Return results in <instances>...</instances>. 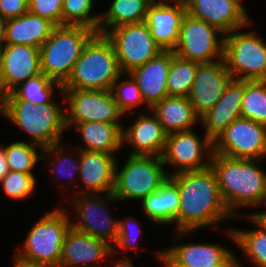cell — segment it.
<instances>
[{"mask_svg":"<svg viewBox=\"0 0 266 267\" xmlns=\"http://www.w3.org/2000/svg\"><path fill=\"white\" fill-rule=\"evenodd\" d=\"M169 178L177 185L180 197L175 219L178 238L189 231L235 217L223 201L211 167L169 175Z\"/></svg>","mask_w":266,"mask_h":267,"instance_id":"6da1fadb","label":"cell"},{"mask_svg":"<svg viewBox=\"0 0 266 267\" xmlns=\"http://www.w3.org/2000/svg\"><path fill=\"white\" fill-rule=\"evenodd\" d=\"M223 201L234 214L235 208L260 205L266 190V173L256 166L257 160L235 159L208 151Z\"/></svg>","mask_w":266,"mask_h":267,"instance_id":"7a4b0ae2","label":"cell"},{"mask_svg":"<svg viewBox=\"0 0 266 267\" xmlns=\"http://www.w3.org/2000/svg\"><path fill=\"white\" fill-rule=\"evenodd\" d=\"M122 75L113 44L96 33L83 48L62 89L111 90Z\"/></svg>","mask_w":266,"mask_h":267,"instance_id":"3957f363","label":"cell"},{"mask_svg":"<svg viewBox=\"0 0 266 267\" xmlns=\"http://www.w3.org/2000/svg\"><path fill=\"white\" fill-rule=\"evenodd\" d=\"M55 102L34 105L28 100H0V112L45 148L60 143L66 128V114Z\"/></svg>","mask_w":266,"mask_h":267,"instance_id":"277c9868","label":"cell"},{"mask_svg":"<svg viewBox=\"0 0 266 267\" xmlns=\"http://www.w3.org/2000/svg\"><path fill=\"white\" fill-rule=\"evenodd\" d=\"M96 33L81 25L56 26L39 48L41 73L63 85L70 77L83 48Z\"/></svg>","mask_w":266,"mask_h":267,"instance_id":"5b68a950","label":"cell"},{"mask_svg":"<svg viewBox=\"0 0 266 267\" xmlns=\"http://www.w3.org/2000/svg\"><path fill=\"white\" fill-rule=\"evenodd\" d=\"M65 210L57 209L45 214L29 231L23 252L16 257L31 262L59 267L62 246L71 227Z\"/></svg>","mask_w":266,"mask_h":267,"instance_id":"8992f818","label":"cell"},{"mask_svg":"<svg viewBox=\"0 0 266 267\" xmlns=\"http://www.w3.org/2000/svg\"><path fill=\"white\" fill-rule=\"evenodd\" d=\"M161 156L129 155L124 167L117 172L113 196L116 199H141L156 192L169 178Z\"/></svg>","mask_w":266,"mask_h":267,"instance_id":"52a82bcc","label":"cell"},{"mask_svg":"<svg viewBox=\"0 0 266 267\" xmlns=\"http://www.w3.org/2000/svg\"><path fill=\"white\" fill-rule=\"evenodd\" d=\"M235 31L223 38V60L232 78L266 80V44L255 32Z\"/></svg>","mask_w":266,"mask_h":267,"instance_id":"ba28073f","label":"cell"},{"mask_svg":"<svg viewBox=\"0 0 266 267\" xmlns=\"http://www.w3.org/2000/svg\"><path fill=\"white\" fill-rule=\"evenodd\" d=\"M105 36L113 44L123 74L142 66L163 51L145 22L115 27Z\"/></svg>","mask_w":266,"mask_h":267,"instance_id":"9c48e42d","label":"cell"},{"mask_svg":"<svg viewBox=\"0 0 266 267\" xmlns=\"http://www.w3.org/2000/svg\"><path fill=\"white\" fill-rule=\"evenodd\" d=\"M213 153L259 161L266 156V126L243 117L235 119L213 142Z\"/></svg>","mask_w":266,"mask_h":267,"instance_id":"30bf717a","label":"cell"},{"mask_svg":"<svg viewBox=\"0 0 266 267\" xmlns=\"http://www.w3.org/2000/svg\"><path fill=\"white\" fill-rule=\"evenodd\" d=\"M216 33L223 32L216 26L186 13L173 53L184 60L197 63L212 62L214 57L223 59V39L218 42Z\"/></svg>","mask_w":266,"mask_h":267,"instance_id":"8fae6325","label":"cell"},{"mask_svg":"<svg viewBox=\"0 0 266 267\" xmlns=\"http://www.w3.org/2000/svg\"><path fill=\"white\" fill-rule=\"evenodd\" d=\"M61 92L69 104L66 123H119L118 119L124 115L110 90L62 89Z\"/></svg>","mask_w":266,"mask_h":267,"instance_id":"7c38bea8","label":"cell"},{"mask_svg":"<svg viewBox=\"0 0 266 267\" xmlns=\"http://www.w3.org/2000/svg\"><path fill=\"white\" fill-rule=\"evenodd\" d=\"M39 74H41L39 48L6 44L0 50V97Z\"/></svg>","mask_w":266,"mask_h":267,"instance_id":"4fadbf2b","label":"cell"},{"mask_svg":"<svg viewBox=\"0 0 266 267\" xmlns=\"http://www.w3.org/2000/svg\"><path fill=\"white\" fill-rule=\"evenodd\" d=\"M205 148L213 152V142L206 135L204 140H200L193 130L173 132L167 134L161 157L164 164H173L178 167L172 175L187 171H200L210 167L211 163L210 159H208L209 162L202 163Z\"/></svg>","mask_w":266,"mask_h":267,"instance_id":"5bb4252c","label":"cell"},{"mask_svg":"<svg viewBox=\"0 0 266 267\" xmlns=\"http://www.w3.org/2000/svg\"><path fill=\"white\" fill-rule=\"evenodd\" d=\"M231 79L223 59L199 63L188 97L199 117L218 102Z\"/></svg>","mask_w":266,"mask_h":267,"instance_id":"9a60e30c","label":"cell"},{"mask_svg":"<svg viewBox=\"0 0 266 267\" xmlns=\"http://www.w3.org/2000/svg\"><path fill=\"white\" fill-rule=\"evenodd\" d=\"M186 13L216 26L227 34L250 25L240 0H184Z\"/></svg>","mask_w":266,"mask_h":267,"instance_id":"2e32d148","label":"cell"},{"mask_svg":"<svg viewBox=\"0 0 266 267\" xmlns=\"http://www.w3.org/2000/svg\"><path fill=\"white\" fill-rule=\"evenodd\" d=\"M166 1L168 0L157 2L153 0L148 7L145 23L155 42L163 50L173 51L179 40L181 22L186 14V5L184 0H174V5H170Z\"/></svg>","mask_w":266,"mask_h":267,"instance_id":"e0dca14e","label":"cell"},{"mask_svg":"<svg viewBox=\"0 0 266 267\" xmlns=\"http://www.w3.org/2000/svg\"><path fill=\"white\" fill-rule=\"evenodd\" d=\"M114 252L110 243L70 227L62 246L60 267H94ZM88 263V264H87ZM81 265V266H80Z\"/></svg>","mask_w":266,"mask_h":267,"instance_id":"ac0fdd59","label":"cell"},{"mask_svg":"<svg viewBox=\"0 0 266 267\" xmlns=\"http://www.w3.org/2000/svg\"><path fill=\"white\" fill-rule=\"evenodd\" d=\"M116 165L113 154L80 150L78 171L83 187L94 194L105 192L104 200H116L113 196Z\"/></svg>","mask_w":266,"mask_h":267,"instance_id":"d6986e66","label":"cell"},{"mask_svg":"<svg viewBox=\"0 0 266 267\" xmlns=\"http://www.w3.org/2000/svg\"><path fill=\"white\" fill-rule=\"evenodd\" d=\"M244 80L231 79L218 102L200 117L206 129L205 135L214 142L237 118L241 117Z\"/></svg>","mask_w":266,"mask_h":267,"instance_id":"ffe728a7","label":"cell"},{"mask_svg":"<svg viewBox=\"0 0 266 267\" xmlns=\"http://www.w3.org/2000/svg\"><path fill=\"white\" fill-rule=\"evenodd\" d=\"M170 65L171 50H163L142 66L128 73L137 82L142 98L149 105V109L168 97L167 78Z\"/></svg>","mask_w":266,"mask_h":267,"instance_id":"44dd1931","label":"cell"},{"mask_svg":"<svg viewBox=\"0 0 266 267\" xmlns=\"http://www.w3.org/2000/svg\"><path fill=\"white\" fill-rule=\"evenodd\" d=\"M76 196L80 197H76L74 207L79 213L81 222L73 223L71 227L108 243L110 240L115 242L118 236L119 221H113L112 217L107 216L108 214L104 211L105 203L89 193L87 195L80 192ZM104 213L106 216H103Z\"/></svg>","mask_w":266,"mask_h":267,"instance_id":"7402d4cb","label":"cell"},{"mask_svg":"<svg viewBox=\"0 0 266 267\" xmlns=\"http://www.w3.org/2000/svg\"><path fill=\"white\" fill-rule=\"evenodd\" d=\"M164 252L182 267H240L230 250L216 244H183Z\"/></svg>","mask_w":266,"mask_h":267,"instance_id":"603a6c76","label":"cell"},{"mask_svg":"<svg viewBox=\"0 0 266 267\" xmlns=\"http://www.w3.org/2000/svg\"><path fill=\"white\" fill-rule=\"evenodd\" d=\"M122 134L123 144L126 142L135 148L130 155L162 156L167 133L155 114L140 115L133 125L122 130Z\"/></svg>","mask_w":266,"mask_h":267,"instance_id":"cb8c5ba5","label":"cell"},{"mask_svg":"<svg viewBox=\"0 0 266 267\" xmlns=\"http://www.w3.org/2000/svg\"><path fill=\"white\" fill-rule=\"evenodd\" d=\"M56 25L29 11L10 19L6 27V44L40 46L50 37Z\"/></svg>","mask_w":266,"mask_h":267,"instance_id":"d4e9b609","label":"cell"},{"mask_svg":"<svg viewBox=\"0 0 266 267\" xmlns=\"http://www.w3.org/2000/svg\"><path fill=\"white\" fill-rule=\"evenodd\" d=\"M151 111L167 134L189 131L197 119L200 120L188 97L168 96L156 103Z\"/></svg>","mask_w":266,"mask_h":267,"instance_id":"484cf974","label":"cell"},{"mask_svg":"<svg viewBox=\"0 0 266 267\" xmlns=\"http://www.w3.org/2000/svg\"><path fill=\"white\" fill-rule=\"evenodd\" d=\"M75 124L81 132L86 144L85 148L79 150L96 151L113 154L123 145L122 130L124 127L120 123L105 122H84L66 123V128Z\"/></svg>","mask_w":266,"mask_h":267,"instance_id":"4316f807","label":"cell"},{"mask_svg":"<svg viewBox=\"0 0 266 267\" xmlns=\"http://www.w3.org/2000/svg\"><path fill=\"white\" fill-rule=\"evenodd\" d=\"M180 197L177 185L168 178L154 193L142 200L145 214L160 224L175 222L178 216Z\"/></svg>","mask_w":266,"mask_h":267,"instance_id":"83f0119b","label":"cell"},{"mask_svg":"<svg viewBox=\"0 0 266 267\" xmlns=\"http://www.w3.org/2000/svg\"><path fill=\"white\" fill-rule=\"evenodd\" d=\"M153 0H114L107 14L100 15L99 34L105 35L111 29L145 22L149 5Z\"/></svg>","mask_w":266,"mask_h":267,"instance_id":"f1b7e54d","label":"cell"},{"mask_svg":"<svg viewBox=\"0 0 266 267\" xmlns=\"http://www.w3.org/2000/svg\"><path fill=\"white\" fill-rule=\"evenodd\" d=\"M53 87H57L62 91V85L41 73L33 78H30L11 92L1 97V100H28L34 105H42L51 103Z\"/></svg>","mask_w":266,"mask_h":267,"instance_id":"f546056e","label":"cell"},{"mask_svg":"<svg viewBox=\"0 0 266 267\" xmlns=\"http://www.w3.org/2000/svg\"><path fill=\"white\" fill-rule=\"evenodd\" d=\"M199 63L184 60L171 51V65L167 78L169 97H189Z\"/></svg>","mask_w":266,"mask_h":267,"instance_id":"4dcf8cb0","label":"cell"},{"mask_svg":"<svg viewBox=\"0 0 266 267\" xmlns=\"http://www.w3.org/2000/svg\"><path fill=\"white\" fill-rule=\"evenodd\" d=\"M241 117L266 126V80H244Z\"/></svg>","mask_w":266,"mask_h":267,"instance_id":"1f68e13d","label":"cell"},{"mask_svg":"<svg viewBox=\"0 0 266 267\" xmlns=\"http://www.w3.org/2000/svg\"><path fill=\"white\" fill-rule=\"evenodd\" d=\"M249 217L254 224L261 228L255 231H230V237L237 246L243 249V252L251 259L258 267H266V230L250 215Z\"/></svg>","mask_w":266,"mask_h":267,"instance_id":"d6a6232c","label":"cell"},{"mask_svg":"<svg viewBox=\"0 0 266 267\" xmlns=\"http://www.w3.org/2000/svg\"><path fill=\"white\" fill-rule=\"evenodd\" d=\"M36 146L39 145L18 141L4 148L10 171L33 174L31 170L36 162L42 158L37 154L34 148Z\"/></svg>","mask_w":266,"mask_h":267,"instance_id":"836d02e7","label":"cell"},{"mask_svg":"<svg viewBox=\"0 0 266 267\" xmlns=\"http://www.w3.org/2000/svg\"><path fill=\"white\" fill-rule=\"evenodd\" d=\"M92 2V0H64L62 25H81L98 33L100 15L89 16Z\"/></svg>","mask_w":266,"mask_h":267,"instance_id":"e575fe53","label":"cell"},{"mask_svg":"<svg viewBox=\"0 0 266 267\" xmlns=\"http://www.w3.org/2000/svg\"><path fill=\"white\" fill-rule=\"evenodd\" d=\"M120 78L121 76L118 77L116 82L112 85L110 91L119 109L125 114L126 112H129L135 108L137 105H140L142 102H144V100L137 82L131 75H129V80L122 81L117 85Z\"/></svg>","mask_w":266,"mask_h":267,"instance_id":"d590c367","label":"cell"},{"mask_svg":"<svg viewBox=\"0 0 266 267\" xmlns=\"http://www.w3.org/2000/svg\"><path fill=\"white\" fill-rule=\"evenodd\" d=\"M35 181L33 174L10 171L0 183L6 195L15 199H24L33 193Z\"/></svg>","mask_w":266,"mask_h":267,"instance_id":"8d00e7d4","label":"cell"},{"mask_svg":"<svg viewBox=\"0 0 266 267\" xmlns=\"http://www.w3.org/2000/svg\"><path fill=\"white\" fill-rule=\"evenodd\" d=\"M64 0H29L28 11L48 19L56 26L62 25V6Z\"/></svg>","mask_w":266,"mask_h":267,"instance_id":"74e56055","label":"cell"},{"mask_svg":"<svg viewBox=\"0 0 266 267\" xmlns=\"http://www.w3.org/2000/svg\"><path fill=\"white\" fill-rule=\"evenodd\" d=\"M29 0H0V16L10 20L28 12Z\"/></svg>","mask_w":266,"mask_h":267,"instance_id":"f35d334b","label":"cell"},{"mask_svg":"<svg viewBox=\"0 0 266 267\" xmlns=\"http://www.w3.org/2000/svg\"><path fill=\"white\" fill-rule=\"evenodd\" d=\"M126 220H127L126 223H125V221L124 222L119 221L118 236L116 238V241H115L116 244L114 246L117 245L120 248H124V249H129V247L130 248H134V247L136 248V246L132 242V241H134L137 238V237H134V235L132 234V233H134L132 231H134L135 228H132L131 227L132 224H134L136 222L134 220L132 222L131 219H126ZM136 229H138V231L140 230L138 226L136 227Z\"/></svg>","mask_w":266,"mask_h":267,"instance_id":"ab89813d","label":"cell"},{"mask_svg":"<svg viewBox=\"0 0 266 267\" xmlns=\"http://www.w3.org/2000/svg\"><path fill=\"white\" fill-rule=\"evenodd\" d=\"M60 144H55V145H51V146H49V147H45V148H42L43 150H44V155L43 154H41L40 156L41 157H43V158H41V161H43L45 158V155H47V154H53V156L54 155H58V158L56 159V160H59L58 162H59V165H55V167L52 165V167L54 168H52V172H56V169L55 168H59L58 170H57V172H58V174L60 175H64L65 173H68L69 171H70V169L73 171H75L76 169L77 170H79V161L77 162V164H72L71 165V161H69L68 159H70L69 157H65L64 158V155L62 156L60 153H61V150H60V146H59ZM47 153V154H46ZM60 157V158H59ZM66 165H68L69 166V171L67 170L68 168H67V166ZM63 171V172H62ZM68 171V172H67ZM60 172V173H59ZM62 172V173H61ZM68 175V174H67ZM73 176H74V174H73Z\"/></svg>","mask_w":266,"mask_h":267,"instance_id":"60d3db41","label":"cell"},{"mask_svg":"<svg viewBox=\"0 0 266 267\" xmlns=\"http://www.w3.org/2000/svg\"><path fill=\"white\" fill-rule=\"evenodd\" d=\"M10 172L4 147L0 146V181Z\"/></svg>","mask_w":266,"mask_h":267,"instance_id":"b9f144b4","label":"cell"},{"mask_svg":"<svg viewBox=\"0 0 266 267\" xmlns=\"http://www.w3.org/2000/svg\"><path fill=\"white\" fill-rule=\"evenodd\" d=\"M14 267H57L51 264H42V263H31L20 258L15 259Z\"/></svg>","mask_w":266,"mask_h":267,"instance_id":"7bdbcfd3","label":"cell"},{"mask_svg":"<svg viewBox=\"0 0 266 267\" xmlns=\"http://www.w3.org/2000/svg\"><path fill=\"white\" fill-rule=\"evenodd\" d=\"M159 258L165 264V267H182L174 262L164 251L157 254V259Z\"/></svg>","mask_w":266,"mask_h":267,"instance_id":"ee69618b","label":"cell"},{"mask_svg":"<svg viewBox=\"0 0 266 267\" xmlns=\"http://www.w3.org/2000/svg\"><path fill=\"white\" fill-rule=\"evenodd\" d=\"M7 22V19L0 16V50L5 46L3 43L6 42Z\"/></svg>","mask_w":266,"mask_h":267,"instance_id":"f6af8a7d","label":"cell"},{"mask_svg":"<svg viewBox=\"0 0 266 267\" xmlns=\"http://www.w3.org/2000/svg\"><path fill=\"white\" fill-rule=\"evenodd\" d=\"M266 230V215H250Z\"/></svg>","mask_w":266,"mask_h":267,"instance_id":"bcb514c9","label":"cell"},{"mask_svg":"<svg viewBox=\"0 0 266 267\" xmlns=\"http://www.w3.org/2000/svg\"><path fill=\"white\" fill-rule=\"evenodd\" d=\"M115 264H116L115 267H134V265L131 263L130 259L128 258H123Z\"/></svg>","mask_w":266,"mask_h":267,"instance_id":"7dc6e473","label":"cell"},{"mask_svg":"<svg viewBox=\"0 0 266 267\" xmlns=\"http://www.w3.org/2000/svg\"><path fill=\"white\" fill-rule=\"evenodd\" d=\"M262 202H264L266 204V190H265ZM252 215H266V211L265 212H261V213H255V214H252Z\"/></svg>","mask_w":266,"mask_h":267,"instance_id":"c3c4849f","label":"cell"}]
</instances>
